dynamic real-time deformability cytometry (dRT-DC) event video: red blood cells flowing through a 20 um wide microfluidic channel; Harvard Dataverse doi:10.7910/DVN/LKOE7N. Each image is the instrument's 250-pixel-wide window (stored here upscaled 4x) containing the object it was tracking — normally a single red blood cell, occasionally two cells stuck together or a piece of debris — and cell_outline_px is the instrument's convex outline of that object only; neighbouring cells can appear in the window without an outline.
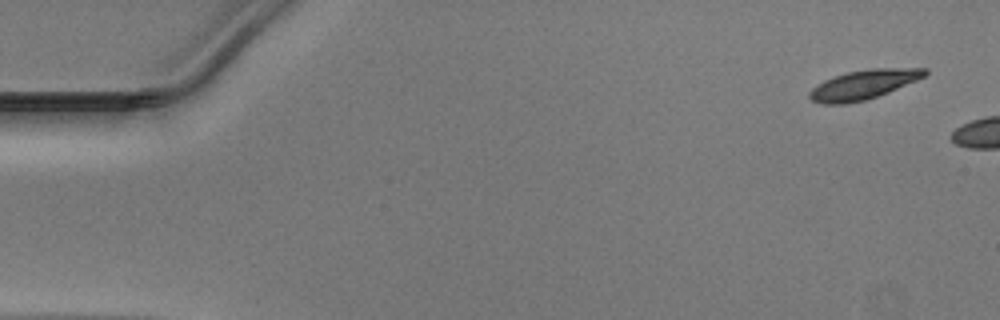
{"species": "Egyptian fruit bat (a non-hibernating species)", "species_latin": "Rousettus aegyptiacus", "temperature_condition": "warm", "stored_images_in_passage": 5, "camera_frame_rate_fps": 3000, "um_per_image_px": 0.085, "animal": {"sex": "male"}, "frame": {"image": 1, "passage_image": 1, "time_ms": 0.0, "image_size_px": [1000, 320], "cell_outline_px": [[928, 72], [924, 76], [916, 80], [888, 92], [864, 100], [844, 104], [820, 104], [812, 100], [808, 96], [808, 92], [812, 88], [824, 80], [848, 72], [872, 68], [928, 68]], "centroid_in_image_um": [73.37, 7.19], "position_along_channel_um": 11.6, "area_um2": 19.48}}